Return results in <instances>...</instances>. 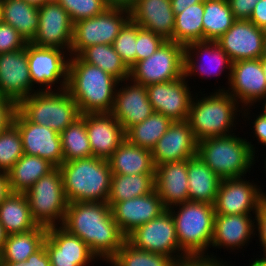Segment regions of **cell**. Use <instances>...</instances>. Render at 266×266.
I'll use <instances>...</instances> for the list:
<instances>
[{
	"instance_id": "6125c7cd",
	"label": "cell",
	"mask_w": 266,
	"mask_h": 266,
	"mask_svg": "<svg viewBox=\"0 0 266 266\" xmlns=\"http://www.w3.org/2000/svg\"><path fill=\"white\" fill-rule=\"evenodd\" d=\"M26 3L36 5V6H42L45 3V0H24Z\"/></svg>"
},
{
	"instance_id": "d4e9b609",
	"label": "cell",
	"mask_w": 266,
	"mask_h": 266,
	"mask_svg": "<svg viewBox=\"0 0 266 266\" xmlns=\"http://www.w3.org/2000/svg\"><path fill=\"white\" fill-rule=\"evenodd\" d=\"M254 215V216H252ZM256 214L215 215L210 248L241 251L255 238ZM235 250V251H234Z\"/></svg>"
},
{
	"instance_id": "91938a15",
	"label": "cell",
	"mask_w": 266,
	"mask_h": 266,
	"mask_svg": "<svg viewBox=\"0 0 266 266\" xmlns=\"http://www.w3.org/2000/svg\"><path fill=\"white\" fill-rule=\"evenodd\" d=\"M261 257L260 258L258 257L255 260L251 259V261H249L250 265L248 266H266V256L261 255Z\"/></svg>"
},
{
	"instance_id": "9a60e30c",
	"label": "cell",
	"mask_w": 266,
	"mask_h": 266,
	"mask_svg": "<svg viewBox=\"0 0 266 266\" xmlns=\"http://www.w3.org/2000/svg\"><path fill=\"white\" fill-rule=\"evenodd\" d=\"M208 63V64H207ZM227 69V70H226ZM232 61L216 41H198L184 46V76L189 80L201 76V79L228 75V87L231 78ZM213 76V77H211Z\"/></svg>"
},
{
	"instance_id": "11a10c76",
	"label": "cell",
	"mask_w": 266,
	"mask_h": 266,
	"mask_svg": "<svg viewBox=\"0 0 266 266\" xmlns=\"http://www.w3.org/2000/svg\"><path fill=\"white\" fill-rule=\"evenodd\" d=\"M12 193L7 172L0 171V204Z\"/></svg>"
},
{
	"instance_id": "7dc6e473",
	"label": "cell",
	"mask_w": 266,
	"mask_h": 266,
	"mask_svg": "<svg viewBox=\"0 0 266 266\" xmlns=\"http://www.w3.org/2000/svg\"><path fill=\"white\" fill-rule=\"evenodd\" d=\"M209 254L207 256H186L176 266H232L226 260L223 261L222 258L220 260L216 255Z\"/></svg>"
},
{
	"instance_id": "816d5d0a",
	"label": "cell",
	"mask_w": 266,
	"mask_h": 266,
	"mask_svg": "<svg viewBox=\"0 0 266 266\" xmlns=\"http://www.w3.org/2000/svg\"><path fill=\"white\" fill-rule=\"evenodd\" d=\"M0 266H51L49 255L43 245L38 251L30 255L23 263H0Z\"/></svg>"
},
{
	"instance_id": "a7ac6f4b",
	"label": "cell",
	"mask_w": 266,
	"mask_h": 266,
	"mask_svg": "<svg viewBox=\"0 0 266 266\" xmlns=\"http://www.w3.org/2000/svg\"><path fill=\"white\" fill-rule=\"evenodd\" d=\"M58 0H45V2H57Z\"/></svg>"
},
{
	"instance_id": "484cf974",
	"label": "cell",
	"mask_w": 266,
	"mask_h": 266,
	"mask_svg": "<svg viewBox=\"0 0 266 266\" xmlns=\"http://www.w3.org/2000/svg\"><path fill=\"white\" fill-rule=\"evenodd\" d=\"M166 208L156 190L111 206L114 221L120 231L127 236L135 228L158 217Z\"/></svg>"
},
{
	"instance_id": "9c48e42d",
	"label": "cell",
	"mask_w": 266,
	"mask_h": 266,
	"mask_svg": "<svg viewBox=\"0 0 266 266\" xmlns=\"http://www.w3.org/2000/svg\"><path fill=\"white\" fill-rule=\"evenodd\" d=\"M184 76V46L166 40L150 57L130 68L129 78L141 85L164 83Z\"/></svg>"
},
{
	"instance_id": "f1b7e54d",
	"label": "cell",
	"mask_w": 266,
	"mask_h": 266,
	"mask_svg": "<svg viewBox=\"0 0 266 266\" xmlns=\"http://www.w3.org/2000/svg\"><path fill=\"white\" fill-rule=\"evenodd\" d=\"M107 161L112 174H155L151 151L135 146L126 139Z\"/></svg>"
},
{
	"instance_id": "e0dca14e",
	"label": "cell",
	"mask_w": 266,
	"mask_h": 266,
	"mask_svg": "<svg viewBox=\"0 0 266 266\" xmlns=\"http://www.w3.org/2000/svg\"><path fill=\"white\" fill-rule=\"evenodd\" d=\"M13 124L20 131L24 154L38 156L55 167L64 162L59 133L28 121L18 110L15 112Z\"/></svg>"
},
{
	"instance_id": "ee69618b",
	"label": "cell",
	"mask_w": 266,
	"mask_h": 266,
	"mask_svg": "<svg viewBox=\"0 0 266 266\" xmlns=\"http://www.w3.org/2000/svg\"><path fill=\"white\" fill-rule=\"evenodd\" d=\"M73 23L101 14L108 6L105 0H58Z\"/></svg>"
},
{
	"instance_id": "ab89813d",
	"label": "cell",
	"mask_w": 266,
	"mask_h": 266,
	"mask_svg": "<svg viewBox=\"0 0 266 266\" xmlns=\"http://www.w3.org/2000/svg\"><path fill=\"white\" fill-rule=\"evenodd\" d=\"M60 137L64 162L93 156L82 114L60 133Z\"/></svg>"
},
{
	"instance_id": "8d00e7d4",
	"label": "cell",
	"mask_w": 266,
	"mask_h": 266,
	"mask_svg": "<svg viewBox=\"0 0 266 266\" xmlns=\"http://www.w3.org/2000/svg\"><path fill=\"white\" fill-rule=\"evenodd\" d=\"M204 2L187 7L175 15L172 41L186 46L192 42L204 41Z\"/></svg>"
},
{
	"instance_id": "e575fe53",
	"label": "cell",
	"mask_w": 266,
	"mask_h": 266,
	"mask_svg": "<svg viewBox=\"0 0 266 266\" xmlns=\"http://www.w3.org/2000/svg\"><path fill=\"white\" fill-rule=\"evenodd\" d=\"M155 190V174H112L107 203L112 206L151 193Z\"/></svg>"
},
{
	"instance_id": "7bdbcfd3",
	"label": "cell",
	"mask_w": 266,
	"mask_h": 266,
	"mask_svg": "<svg viewBox=\"0 0 266 266\" xmlns=\"http://www.w3.org/2000/svg\"><path fill=\"white\" fill-rule=\"evenodd\" d=\"M138 24L129 19L113 42L114 50L130 69L136 63V38Z\"/></svg>"
},
{
	"instance_id": "60d3db41",
	"label": "cell",
	"mask_w": 266,
	"mask_h": 266,
	"mask_svg": "<svg viewBox=\"0 0 266 266\" xmlns=\"http://www.w3.org/2000/svg\"><path fill=\"white\" fill-rule=\"evenodd\" d=\"M110 266H176L169 256L138 249L124 241L118 252L107 262Z\"/></svg>"
},
{
	"instance_id": "d6986e66",
	"label": "cell",
	"mask_w": 266,
	"mask_h": 266,
	"mask_svg": "<svg viewBox=\"0 0 266 266\" xmlns=\"http://www.w3.org/2000/svg\"><path fill=\"white\" fill-rule=\"evenodd\" d=\"M43 245L51 266H88L99 260L85 242L61 225L47 228Z\"/></svg>"
},
{
	"instance_id": "db71d44e",
	"label": "cell",
	"mask_w": 266,
	"mask_h": 266,
	"mask_svg": "<svg viewBox=\"0 0 266 266\" xmlns=\"http://www.w3.org/2000/svg\"><path fill=\"white\" fill-rule=\"evenodd\" d=\"M257 27L266 30V0H260L249 18Z\"/></svg>"
},
{
	"instance_id": "52a82bcc",
	"label": "cell",
	"mask_w": 266,
	"mask_h": 266,
	"mask_svg": "<svg viewBox=\"0 0 266 266\" xmlns=\"http://www.w3.org/2000/svg\"><path fill=\"white\" fill-rule=\"evenodd\" d=\"M17 110L30 122L61 133L81 116L67 89L36 91L17 104Z\"/></svg>"
},
{
	"instance_id": "003e7915",
	"label": "cell",
	"mask_w": 266,
	"mask_h": 266,
	"mask_svg": "<svg viewBox=\"0 0 266 266\" xmlns=\"http://www.w3.org/2000/svg\"><path fill=\"white\" fill-rule=\"evenodd\" d=\"M263 164H265V165H263L264 166L263 168L265 169V174H266V156H265V159H264V163Z\"/></svg>"
},
{
	"instance_id": "f6af8a7d",
	"label": "cell",
	"mask_w": 266,
	"mask_h": 266,
	"mask_svg": "<svg viewBox=\"0 0 266 266\" xmlns=\"http://www.w3.org/2000/svg\"><path fill=\"white\" fill-rule=\"evenodd\" d=\"M166 40L138 25L136 38V62L150 57Z\"/></svg>"
},
{
	"instance_id": "836d02e7",
	"label": "cell",
	"mask_w": 266,
	"mask_h": 266,
	"mask_svg": "<svg viewBox=\"0 0 266 266\" xmlns=\"http://www.w3.org/2000/svg\"><path fill=\"white\" fill-rule=\"evenodd\" d=\"M56 167L38 156L24 154L7 172L12 192L25 193Z\"/></svg>"
},
{
	"instance_id": "f35d334b",
	"label": "cell",
	"mask_w": 266,
	"mask_h": 266,
	"mask_svg": "<svg viewBox=\"0 0 266 266\" xmlns=\"http://www.w3.org/2000/svg\"><path fill=\"white\" fill-rule=\"evenodd\" d=\"M235 20L227 0H204V41L218 40Z\"/></svg>"
},
{
	"instance_id": "94428289",
	"label": "cell",
	"mask_w": 266,
	"mask_h": 266,
	"mask_svg": "<svg viewBox=\"0 0 266 266\" xmlns=\"http://www.w3.org/2000/svg\"><path fill=\"white\" fill-rule=\"evenodd\" d=\"M258 103H262L260 105H262L263 109L260 107V110H262L260 112L266 115V94L258 101Z\"/></svg>"
},
{
	"instance_id": "b9f144b4",
	"label": "cell",
	"mask_w": 266,
	"mask_h": 266,
	"mask_svg": "<svg viewBox=\"0 0 266 266\" xmlns=\"http://www.w3.org/2000/svg\"><path fill=\"white\" fill-rule=\"evenodd\" d=\"M23 155L20 131L12 123L0 133V171L8 172Z\"/></svg>"
},
{
	"instance_id": "83f0119b",
	"label": "cell",
	"mask_w": 266,
	"mask_h": 266,
	"mask_svg": "<svg viewBox=\"0 0 266 266\" xmlns=\"http://www.w3.org/2000/svg\"><path fill=\"white\" fill-rule=\"evenodd\" d=\"M155 190L166 209L189 201L187 160L156 165Z\"/></svg>"
},
{
	"instance_id": "681fc988",
	"label": "cell",
	"mask_w": 266,
	"mask_h": 266,
	"mask_svg": "<svg viewBox=\"0 0 266 266\" xmlns=\"http://www.w3.org/2000/svg\"><path fill=\"white\" fill-rule=\"evenodd\" d=\"M16 110L17 104L13 100L0 95V133L13 123Z\"/></svg>"
},
{
	"instance_id": "7c38bea8",
	"label": "cell",
	"mask_w": 266,
	"mask_h": 266,
	"mask_svg": "<svg viewBox=\"0 0 266 266\" xmlns=\"http://www.w3.org/2000/svg\"><path fill=\"white\" fill-rule=\"evenodd\" d=\"M138 249L172 257L177 263L187 255L180 249L174 219L168 209L126 236Z\"/></svg>"
},
{
	"instance_id": "ffe728a7",
	"label": "cell",
	"mask_w": 266,
	"mask_h": 266,
	"mask_svg": "<svg viewBox=\"0 0 266 266\" xmlns=\"http://www.w3.org/2000/svg\"><path fill=\"white\" fill-rule=\"evenodd\" d=\"M266 30L250 20L236 19L216 42L232 62L261 59Z\"/></svg>"
},
{
	"instance_id": "4dcf8cb0",
	"label": "cell",
	"mask_w": 266,
	"mask_h": 266,
	"mask_svg": "<svg viewBox=\"0 0 266 266\" xmlns=\"http://www.w3.org/2000/svg\"><path fill=\"white\" fill-rule=\"evenodd\" d=\"M0 223L8 235L27 232L38 226L25 193L12 192L0 204Z\"/></svg>"
},
{
	"instance_id": "603a6c76",
	"label": "cell",
	"mask_w": 266,
	"mask_h": 266,
	"mask_svg": "<svg viewBox=\"0 0 266 266\" xmlns=\"http://www.w3.org/2000/svg\"><path fill=\"white\" fill-rule=\"evenodd\" d=\"M198 141L188 123L174 121L151 150L154 165L184 161L197 155Z\"/></svg>"
},
{
	"instance_id": "7a4b0ae2",
	"label": "cell",
	"mask_w": 266,
	"mask_h": 266,
	"mask_svg": "<svg viewBox=\"0 0 266 266\" xmlns=\"http://www.w3.org/2000/svg\"><path fill=\"white\" fill-rule=\"evenodd\" d=\"M119 82L79 56H70L66 89L81 114L112 112Z\"/></svg>"
},
{
	"instance_id": "ac0fdd59",
	"label": "cell",
	"mask_w": 266,
	"mask_h": 266,
	"mask_svg": "<svg viewBox=\"0 0 266 266\" xmlns=\"http://www.w3.org/2000/svg\"><path fill=\"white\" fill-rule=\"evenodd\" d=\"M185 76L180 79L146 86L148 99L155 112L174 121L188 118L194 91Z\"/></svg>"
},
{
	"instance_id": "f546056e",
	"label": "cell",
	"mask_w": 266,
	"mask_h": 266,
	"mask_svg": "<svg viewBox=\"0 0 266 266\" xmlns=\"http://www.w3.org/2000/svg\"><path fill=\"white\" fill-rule=\"evenodd\" d=\"M189 201L214 205L222 179L199 156L187 159Z\"/></svg>"
},
{
	"instance_id": "e7e4bbea",
	"label": "cell",
	"mask_w": 266,
	"mask_h": 266,
	"mask_svg": "<svg viewBox=\"0 0 266 266\" xmlns=\"http://www.w3.org/2000/svg\"><path fill=\"white\" fill-rule=\"evenodd\" d=\"M261 59H266V33L264 38V45H263V54Z\"/></svg>"
},
{
	"instance_id": "cb8c5ba5",
	"label": "cell",
	"mask_w": 266,
	"mask_h": 266,
	"mask_svg": "<svg viewBox=\"0 0 266 266\" xmlns=\"http://www.w3.org/2000/svg\"><path fill=\"white\" fill-rule=\"evenodd\" d=\"M82 115L93 156L107 160L126 139L124 128L111 112Z\"/></svg>"
},
{
	"instance_id": "9f6ffc18",
	"label": "cell",
	"mask_w": 266,
	"mask_h": 266,
	"mask_svg": "<svg viewBox=\"0 0 266 266\" xmlns=\"http://www.w3.org/2000/svg\"><path fill=\"white\" fill-rule=\"evenodd\" d=\"M204 2V0H171L172 10L174 15L181 13L187 7Z\"/></svg>"
},
{
	"instance_id": "6f0895ef",
	"label": "cell",
	"mask_w": 266,
	"mask_h": 266,
	"mask_svg": "<svg viewBox=\"0 0 266 266\" xmlns=\"http://www.w3.org/2000/svg\"><path fill=\"white\" fill-rule=\"evenodd\" d=\"M137 0H105L108 7L130 9Z\"/></svg>"
},
{
	"instance_id": "c3c4849f",
	"label": "cell",
	"mask_w": 266,
	"mask_h": 266,
	"mask_svg": "<svg viewBox=\"0 0 266 266\" xmlns=\"http://www.w3.org/2000/svg\"><path fill=\"white\" fill-rule=\"evenodd\" d=\"M255 234L259 240V246L263 248V256H266V195L260 201L258 211L256 213Z\"/></svg>"
},
{
	"instance_id": "680465c9",
	"label": "cell",
	"mask_w": 266,
	"mask_h": 266,
	"mask_svg": "<svg viewBox=\"0 0 266 266\" xmlns=\"http://www.w3.org/2000/svg\"><path fill=\"white\" fill-rule=\"evenodd\" d=\"M8 234L6 233L4 226L0 223V253L3 250Z\"/></svg>"
},
{
	"instance_id": "bcb514c9",
	"label": "cell",
	"mask_w": 266,
	"mask_h": 266,
	"mask_svg": "<svg viewBox=\"0 0 266 266\" xmlns=\"http://www.w3.org/2000/svg\"><path fill=\"white\" fill-rule=\"evenodd\" d=\"M26 44V40L15 28L4 22L0 23V53L23 49Z\"/></svg>"
},
{
	"instance_id": "30bf717a",
	"label": "cell",
	"mask_w": 266,
	"mask_h": 266,
	"mask_svg": "<svg viewBox=\"0 0 266 266\" xmlns=\"http://www.w3.org/2000/svg\"><path fill=\"white\" fill-rule=\"evenodd\" d=\"M26 50L30 77L33 86L36 85V90H56V88L63 90L66 88L71 56L69 52L63 49L34 45L31 42L26 44Z\"/></svg>"
},
{
	"instance_id": "d590c367",
	"label": "cell",
	"mask_w": 266,
	"mask_h": 266,
	"mask_svg": "<svg viewBox=\"0 0 266 266\" xmlns=\"http://www.w3.org/2000/svg\"><path fill=\"white\" fill-rule=\"evenodd\" d=\"M172 120L162 113L154 112L141 123L130 127L126 132V140L144 149L152 150L158 140L166 133Z\"/></svg>"
},
{
	"instance_id": "5bb4252c",
	"label": "cell",
	"mask_w": 266,
	"mask_h": 266,
	"mask_svg": "<svg viewBox=\"0 0 266 266\" xmlns=\"http://www.w3.org/2000/svg\"><path fill=\"white\" fill-rule=\"evenodd\" d=\"M255 183L246 176L222 179L214 203L215 215L256 214L266 191Z\"/></svg>"
},
{
	"instance_id": "be15d7a7",
	"label": "cell",
	"mask_w": 266,
	"mask_h": 266,
	"mask_svg": "<svg viewBox=\"0 0 266 266\" xmlns=\"http://www.w3.org/2000/svg\"><path fill=\"white\" fill-rule=\"evenodd\" d=\"M261 65H262V68H263V71H264V78H265V81H266V59H261Z\"/></svg>"
},
{
	"instance_id": "d6a6232c",
	"label": "cell",
	"mask_w": 266,
	"mask_h": 266,
	"mask_svg": "<svg viewBox=\"0 0 266 266\" xmlns=\"http://www.w3.org/2000/svg\"><path fill=\"white\" fill-rule=\"evenodd\" d=\"M39 7L24 0H2V22L15 28L19 34L31 42L39 26Z\"/></svg>"
},
{
	"instance_id": "1f68e13d",
	"label": "cell",
	"mask_w": 266,
	"mask_h": 266,
	"mask_svg": "<svg viewBox=\"0 0 266 266\" xmlns=\"http://www.w3.org/2000/svg\"><path fill=\"white\" fill-rule=\"evenodd\" d=\"M46 235L47 228L39 225L27 232L8 235L0 253V263L25 262L43 246Z\"/></svg>"
},
{
	"instance_id": "3957f363",
	"label": "cell",
	"mask_w": 266,
	"mask_h": 266,
	"mask_svg": "<svg viewBox=\"0 0 266 266\" xmlns=\"http://www.w3.org/2000/svg\"><path fill=\"white\" fill-rule=\"evenodd\" d=\"M198 92H194L196 95L192 99L187 118L197 141L234 134L237 122H240L237 119L242 113L238 101L226 91H214L209 95L203 94L205 91Z\"/></svg>"
},
{
	"instance_id": "6da1fadb",
	"label": "cell",
	"mask_w": 266,
	"mask_h": 266,
	"mask_svg": "<svg viewBox=\"0 0 266 266\" xmlns=\"http://www.w3.org/2000/svg\"><path fill=\"white\" fill-rule=\"evenodd\" d=\"M85 242L98 259L106 263L126 240L113 219L107 202H70L61 225Z\"/></svg>"
},
{
	"instance_id": "f907efd6",
	"label": "cell",
	"mask_w": 266,
	"mask_h": 266,
	"mask_svg": "<svg viewBox=\"0 0 266 266\" xmlns=\"http://www.w3.org/2000/svg\"><path fill=\"white\" fill-rule=\"evenodd\" d=\"M260 0H227L235 19L249 20Z\"/></svg>"
},
{
	"instance_id": "7402d4cb",
	"label": "cell",
	"mask_w": 266,
	"mask_h": 266,
	"mask_svg": "<svg viewBox=\"0 0 266 266\" xmlns=\"http://www.w3.org/2000/svg\"><path fill=\"white\" fill-rule=\"evenodd\" d=\"M154 112L145 85L135 83L130 78L119 82L111 113L122 125L125 132L135 124L144 121Z\"/></svg>"
},
{
	"instance_id": "ba28073f",
	"label": "cell",
	"mask_w": 266,
	"mask_h": 266,
	"mask_svg": "<svg viewBox=\"0 0 266 266\" xmlns=\"http://www.w3.org/2000/svg\"><path fill=\"white\" fill-rule=\"evenodd\" d=\"M25 195L37 225L49 228L63 224L68 201L58 167L37 180Z\"/></svg>"
},
{
	"instance_id": "4fadbf2b",
	"label": "cell",
	"mask_w": 266,
	"mask_h": 266,
	"mask_svg": "<svg viewBox=\"0 0 266 266\" xmlns=\"http://www.w3.org/2000/svg\"><path fill=\"white\" fill-rule=\"evenodd\" d=\"M219 86L214 91H226L241 104L242 119L251 120L250 108L266 94V81L261 59H248L232 62L231 78L228 88ZM251 115V116H250Z\"/></svg>"
},
{
	"instance_id": "2e32d148",
	"label": "cell",
	"mask_w": 266,
	"mask_h": 266,
	"mask_svg": "<svg viewBox=\"0 0 266 266\" xmlns=\"http://www.w3.org/2000/svg\"><path fill=\"white\" fill-rule=\"evenodd\" d=\"M39 26L34 45L66 50L70 53L74 23L58 2H45L39 6Z\"/></svg>"
},
{
	"instance_id": "74e56055",
	"label": "cell",
	"mask_w": 266,
	"mask_h": 266,
	"mask_svg": "<svg viewBox=\"0 0 266 266\" xmlns=\"http://www.w3.org/2000/svg\"><path fill=\"white\" fill-rule=\"evenodd\" d=\"M78 56L84 62L101 68L119 81L129 79L130 69L114 50L113 45H92L85 48Z\"/></svg>"
},
{
	"instance_id": "5b68a950",
	"label": "cell",
	"mask_w": 266,
	"mask_h": 266,
	"mask_svg": "<svg viewBox=\"0 0 266 266\" xmlns=\"http://www.w3.org/2000/svg\"><path fill=\"white\" fill-rule=\"evenodd\" d=\"M235 134L198 141L197 156L221 179L247 176L258 160L256 145Z\"/></svg>"
},
{
	"instance_id": "8992f818",
	"label": "cell",
	"mask_w": 266,
	"mask_h": 266,
	"mask_svg": "<svg viewBox=\"0 0 266 266\" xmlns=\"http://www.w3.org/2000/svg\"><path fill=\"white\" fill-rule=\"evenodd\" d=\"M180 249L187 256H207L214 232V205L187 201L168 208Z\"/></svg>"
},
{
	"instance_id": "03108f58",
	"label": "cell",
	"mask_w": 266,
	"mask_h": 266,
	"mask_svg": "<svg viewBox=\"0 0 266 266\" xmlns=\"http://www.w3.org/2000/svg\"><path fill=\"white\" fill-rule=\"evenodd\" d=\"M2 22V0H0V23Z\"/></svg>"
},
{
	"instance_id": "277c9868",
	"label": "cell",
	"mask_w": 266,
	"mask_h": 266,
	"mask_svg": "<svg viewBox=\"0 0 266 266\" xmlns=\"http://www.w3.org/2000/svg\"><path fill=\"white\" fill-rule=\"evenodd\" d=\"M58 168L68 203L108 201L112 172L106 159L94 156L75 159Z\"/></svg>"
},
{
	"instance_id": "f5cc1de1",
	"label": "cell",
	"mask_w": 266,
	"mask_h": 266,
	"mask_svg": "<svg viewBox=\"0 0 266 266\" xmlns=\"http://www.w3.org/2000/svg\"><path fill=\"white\" fill-rule=\"evenodd\" d=\"M258 116L257 114L253 117V122L252 123V128L253 131H251V133H253L252 138L256 139L258 142L260 143L259 145L261 146H265L266 147V115L258 112Z\"/></svg>"
},
{
	"instance_id": "8fae6325",
	"label": "cell",
	"mask_w": 266,
	"mask_h": 266,
	"mask_svg": "<svg viewBox=\"0 0 266 266\" xmlns=\"http://www.w3.org/2000/svg\"><path fill=\"white\" fill-rule=\"evenodd\" d=\"M129 19L128 9L108 7L97 16L75 22L70 55L78 56L85 48L92 45H112Z\"/></svg>"
},
{
	"instance_id": "4316f807",
	"label": "cell",
	"mask_w": 266,
	"mask_h": 266,
	"mask_svg": "<svg viewBox=\"0 0 266 266\" xmlns=\"http://www.w3.org/2000/svg\"><path fill=\"white\" fill-rule=\"evenodd\" d=\"M129 11L130 19L141 28L172 41L175 15L171 0H137Z\"/></svg>"
},
{
	"instance_id": "44dd1931",
	"label": "cell",
	"mask_w": 266,
	"mask_h": 266,
	"mask_svg": "<svg viewBox=\"0 0 266 266\" xmlns=\"http://www.w3.org/2000/svg\"><path fill=\"white\" fill-rule=\"evenodd\" d=\"M33 86L27 61L26 46L23 49L0 53V95L18 104L38 90Z\"/></svg>"
}]
</instances>
